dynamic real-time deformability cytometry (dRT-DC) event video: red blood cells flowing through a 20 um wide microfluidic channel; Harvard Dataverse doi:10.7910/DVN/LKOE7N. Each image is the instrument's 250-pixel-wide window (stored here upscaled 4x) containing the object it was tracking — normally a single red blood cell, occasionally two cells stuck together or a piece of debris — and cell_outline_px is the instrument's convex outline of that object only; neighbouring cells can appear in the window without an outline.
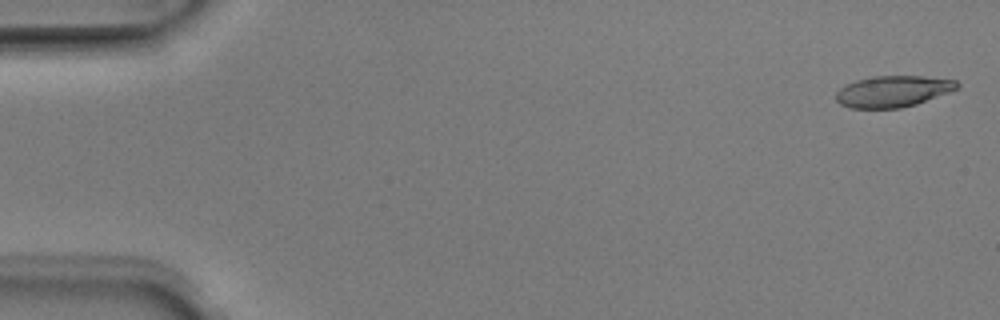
{"species": "Egyptian fruit bat (a non-hibernating species)", "species_latin": "Rousettus aegyptiacus", "temperature_condition": "room temperature", "stored_images_in_passage": 6, "camera_frame_rate_fps": 3000, "um_per_image_px": 0.085, "animal": {"sex": "male"}, "frame": {"image": 1, "passage_image": 1, "time_ms": 0.0, "image_size_px": [1000, 320], "cell_outline_px": [[960, 84], [956, 88], [948, 92], [916, 104], [900, 108], [848, 108], [840, 104], [836, 100], [836, 92], [844, 84], [856, 80], [876, 76], [920, 76], [956, 80]], "centroid_in_image_um": [75.85, 7.77], "position_along_channel_um": 9.2, "area_um2": 21.96}}
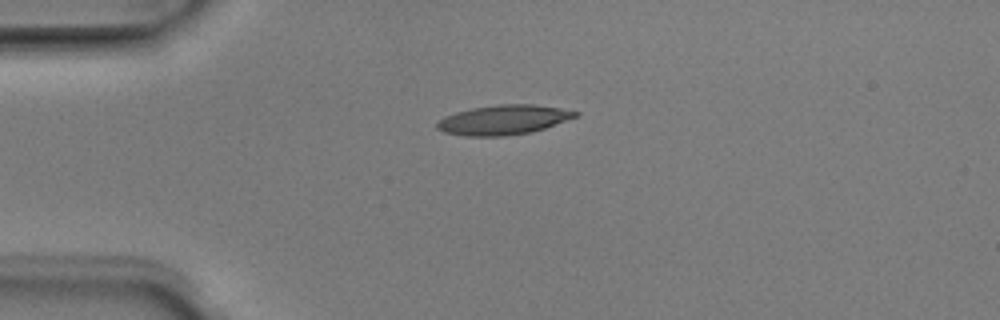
{"frame": {"image": 2, "passage_image": 4, "time_ms": 1.0, "image_size_px": [1000, 320], "cell_outline_px": [[580, 112], [576, 116], [544, 128], [532, 132], [504, 136], [464, 136], [444, 132], [436, 128], [436, 124], [444, 116], [456, 112], [472, 108], [496, 104], [532, 104], [560, 108]], "centroid_in_image_um": [42.75, 10.18], "position_along_channel_um": 42.2, "area_um2": 23.76}}
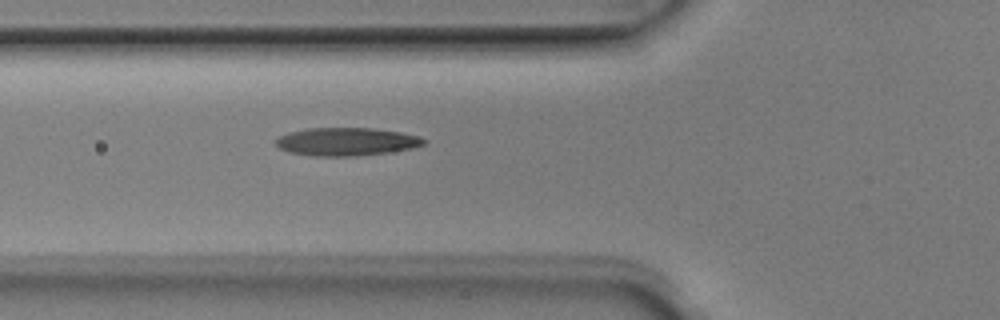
{"frame": {"image": 3, "passage_image": 6, "time_ms": 1.667, "image_size_px": [1000, 320], "cell_outline_px": [[428, 140], [424, 144], [412, 148], [388, 152], [356, 156], [308, 156], [288, 152], [280, 148], [276, 144], [276, 140], [280, 136], [288, 132], [308, 128], [376, 128], [400, 132], [420, 136]], "centroid_in_image_um": [29.45, 12.04], "position_along_channel_um": 96.3, "area_um2": 24.33}}